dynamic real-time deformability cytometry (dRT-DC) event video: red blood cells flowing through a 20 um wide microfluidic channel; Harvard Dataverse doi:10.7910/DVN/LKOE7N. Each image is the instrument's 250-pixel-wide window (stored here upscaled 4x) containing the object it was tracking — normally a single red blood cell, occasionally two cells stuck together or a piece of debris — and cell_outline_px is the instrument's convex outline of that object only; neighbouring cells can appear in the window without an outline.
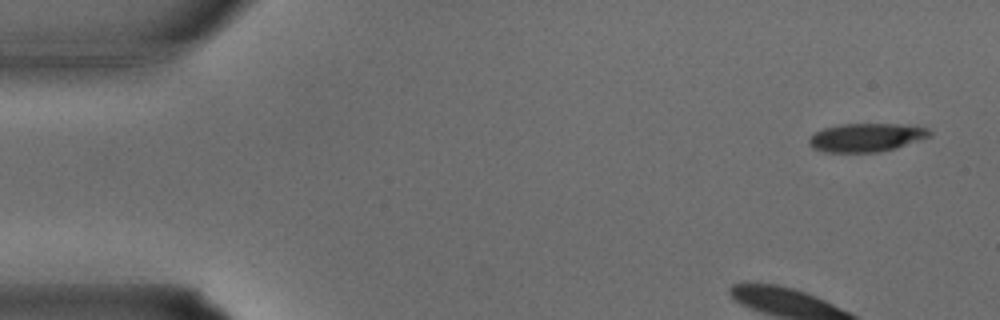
{"species": "common noctule bat (a hibernating species)", "species_latin": "Nyctalus noctula", "temperature_condition": "warm", "stored_images_in_passage": 33, "camera_frame_rate_fps": 3000, "um_per_image_px": 0.085, "animal": {"sex": "male", "body_mass_g": 15.6}, "frame": {"image": 1, "passage_image": 1, "time_ms": 0.0, "image_size_px": [1000, 320], "cell_outline_px": [[932, 136], [896, 148], [876, 152], [824, 152], [812, 148], [808, 144], [808, 140], [816, 132], [824, 128], [840, 124], [900, 124], [928, 128], [932, 132]], "centroid_in_image_um": [73.64, 11.69], "position_along_channel_um": 11.4, "area_um2": 20.0}}
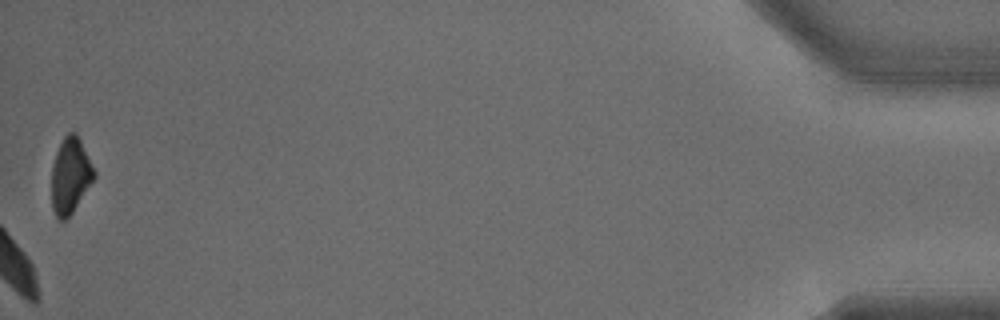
{"frame": {"image": 2, "passage_image": 33, "time_ms": 10.667, "image_size_px": [1000, 320], "cell_outline_px": [[96, 176], [72, 212], [64, 220], [60, 220], [56, 216], [52, 208], [52, 164], [56, 152], [64, 136], [68, 132], [76, 132], [96, 172]], "centroid_in_image_um": [5.97, 14.91], "position_along_channel_um": 429.2, "area_um2": 18.55}}